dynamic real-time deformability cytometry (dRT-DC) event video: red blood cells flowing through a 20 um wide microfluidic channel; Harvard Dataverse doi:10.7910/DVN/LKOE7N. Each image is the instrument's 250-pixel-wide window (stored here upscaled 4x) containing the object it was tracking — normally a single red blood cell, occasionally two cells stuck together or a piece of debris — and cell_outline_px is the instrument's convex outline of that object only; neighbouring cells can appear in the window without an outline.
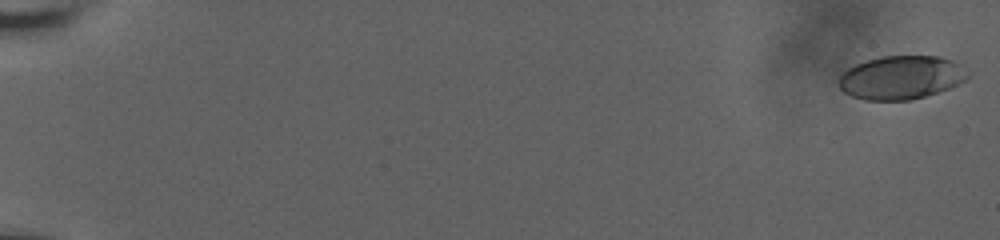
{"species": "human", "species_latin": "Homo sapiens", "temperature_condition": "room temperature", "stored_images_in_passage": 61, "camera_frame_rate_fps": 3000, "um_per_image_px": 0.085, "donor": {"sex": "male"}, "frame": {"image": 1, "passage_image": 1, "time_ms": 0.0, "image_size_px": [1000, 240], "cell_outline_px": [[968, 76], [964, 80], [948, 88], [912, 100], [864, 100], [852, 96], [844, 92], [840, 88], [840, 76], [848, 68], [856, 64], [880, 56], [940, 56], [952, 60]], "centroid_in_image_um": [76.54, 6.59], "position_along_channel_um": 8.5, "area_um2": 32.08}}
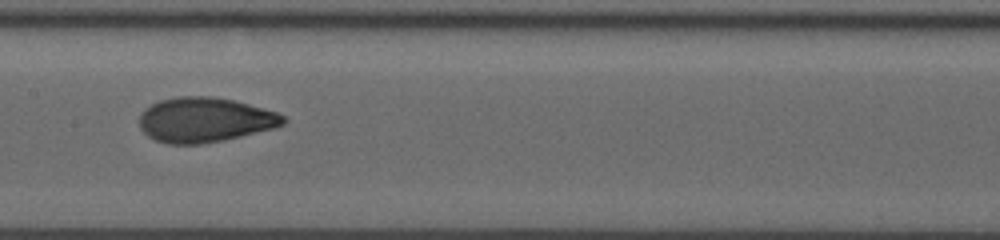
{"frame": {"image": 2, "passage_image": 34, "time_ms": 11.0, "image_size_px": [1000, 240], "cell_outline_px": [[288, 120], [284, 124], [276, 128], [224, 140], [200, 144], [168, 144], [156, 140], [148, 136], [140, 128], [140, 116], [144, 108], [160, 100], [180, 96], [212, 96], [236, 100], [276, 112], [284, 116]], "centroid_in_image_um": [17.43, 10.18], "position_along_channel_um": 190.0, "area_um2": 37.74}}
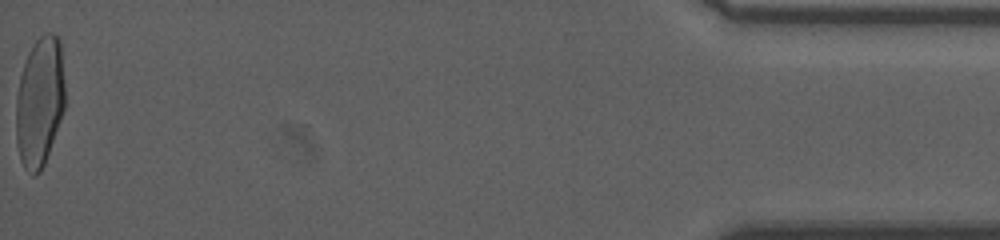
{"frame": {"image": 3, "passage_image": 61, "time_ms": 20.0, "image_size_px": [1000, 240], "cell_outline_px": [[64, 108], [60, 120], [44, 164], [40, 172], [36, 176], [32, 176], [24, 168], [20, 160], [16, 144], [16, 100], [20, 76], [28, 52], [32, 44], [44, 32], [52, 32], [60, 40], [64, 80]], "centroid_in_image_um": [3.36, 8.65], "position_along_channel_um": 431.8, "area_um2": 37.17}, "authors_computed_cell_mechanics": {"area_um2": 35.836, "velocity_mm_per_s": 3.6566, "shape_relaxation_time_tau1_ms": 9.6298, "shape_relaxation_time_tau2_ms": 0.8819, "deformation_change_tau1": 0.2808, "deformation_change_tau2": 0.0579}}